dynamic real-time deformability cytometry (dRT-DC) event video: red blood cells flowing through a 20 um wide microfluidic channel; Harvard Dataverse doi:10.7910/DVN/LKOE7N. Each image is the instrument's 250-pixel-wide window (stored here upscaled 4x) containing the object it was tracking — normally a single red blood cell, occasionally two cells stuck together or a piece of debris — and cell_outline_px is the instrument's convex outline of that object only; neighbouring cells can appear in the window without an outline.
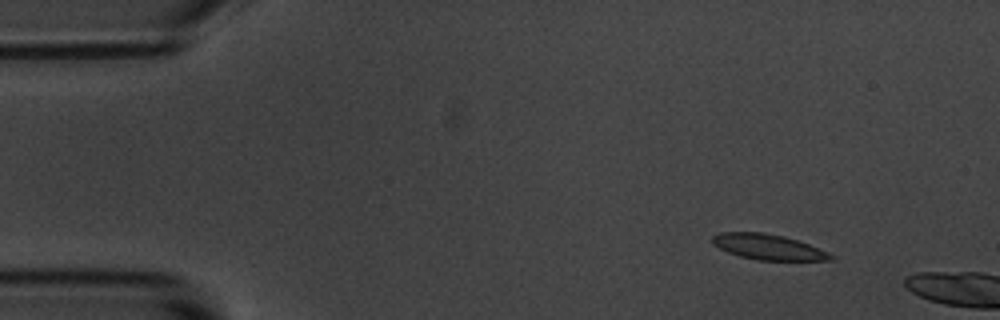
{"species": "common noctule bat (a hibernating species)", "species_latin": "Nyctalus noctula", "temperature_condition": "room temperature", "stored_images_in_passage": 2, "camera_frame_rate_fps": 3000, "um_per_image_px": 0.085, "animal": {"sex": "male", "body_mass_g": 20.1, "forearm_length_mm": 53.5}, "frame": {"image": 1, "passage_image": 1, "time_ms": 0.0, "image_size_px": [1000, 320], "cell_outline_px": [[836, 256], [832, 260], [756, 260], [740, 256], [728, 252], [712, 244], [712, 236], [720, 232], [764, 232], [784, 236], [808, 244], [828, 252]], "centroid_in_image_um": [65.28, 20.99], "position_along_channel_um": 19.7, "area_um2": 17.51}}